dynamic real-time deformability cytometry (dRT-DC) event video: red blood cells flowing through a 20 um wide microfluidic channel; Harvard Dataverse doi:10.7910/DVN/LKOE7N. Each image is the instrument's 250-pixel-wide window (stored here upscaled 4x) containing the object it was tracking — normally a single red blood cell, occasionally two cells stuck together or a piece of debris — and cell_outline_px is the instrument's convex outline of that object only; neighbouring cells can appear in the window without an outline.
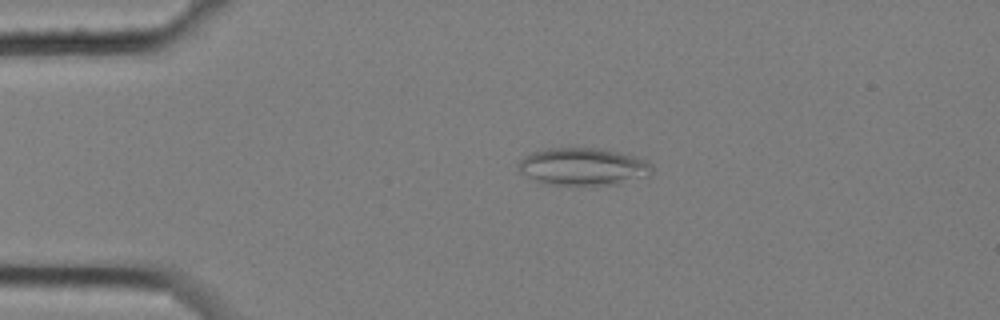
{"species": "common noctule bat (a hibernating species)", "species_latin": "Nyctalus noctula", "temperature_condition": "cold", "stored_images_in_passage": 13, "camera_frame_rate_fps": 3000, "um_per_image_px": 0.085, "animal": {"sex": "female", "body_mass_g": 25.1}, "frame": {"image": 1, "passage_image": 1, "time_ms": 0.0, "image_size_px": [1000, 320], "cell_outline_px": [[652, 172], [648, 176], [620, 184], [544, 184], [520, 172], [516, 164], [524, 156], [532, 152], [544, 148], [604, 148], [636, 156], [644, 160], [652, 168]], "centroid_in_image_um": [49.55, 14.14], "position_along_channel_um": 35.5, "area_um2": 29.13}}
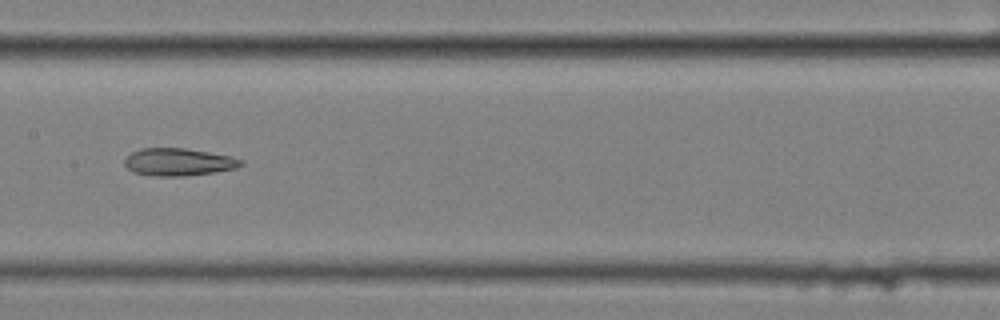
{"frame": {"image": 2, "passage_image": 6, "time_ms": 1.667, "image_size_px": [1000, 320], "cell_outline_px": [[244, 164], [236, 168], [216, 172], [184, 176], [156, 176], [132, 172], [124, 164], [124, 160], [132, 152], [140, 148], [184, 148], [208, 152], [228, 156], [240, 160]], "centroid_in_image_um": [15.14, 13.77], "position_along_channel_um": 192.3, "area_um2": 18.5}}
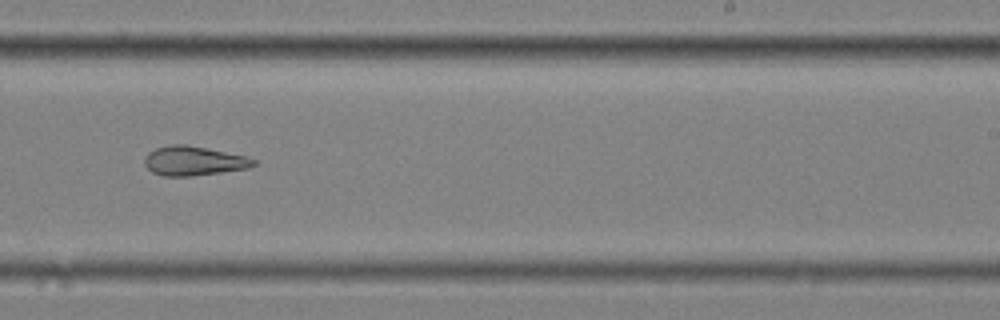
{"frame": {"image": 3, "passage_image": 8, "time_ms": 2.333, "image_size_px": [1000, 320], "cell_outline_px": [[256, 164], [248, 168], [192, 176], [164, 176], [152, 172], [144, 164], [144, 156], [148, 152], [156, 148], [168, 144], [184, 144], [244, 156], [256, 160]], "centroid_in_image_um": [16.4, 13.68], "position_along_channel_um": 272.6, "area_um2": 18.44}}